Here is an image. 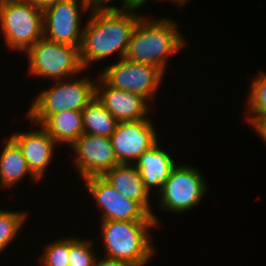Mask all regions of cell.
<instances>
[{
	"label": "cell",
	"instance_id": "2e32d148",
	"mask_svg": "<svg viewBox=\"0 0 266 266\" xmlns=\"http://www.w3.org/2000/svg\"><path fill=\"white\" fill-rule=\"evenodd\" d=\"M159 141L148 149L135 163L136 169L144 183V187L150 192L155 187L160 192L165 181L169 178L176 166L174 158L167 151L159 148Z\"/></svg>",
	"mask_w": 266,
	"mask_h": 266
},
{
	"label": "cell",
	"instance_id": "44dd1931",
	"mask_svg": "<svg viewBox=\"0 0 266 266\" xmlns=\"http://www.w3.org/2000/svg\"><path fill=\"white\" fill-rule=\"evenodd\" d=\"M28 211H9L0 209V253L9 245L14 242L18 236L21 227L25 224Z\"/></svg>",
	"mask_w": 266,
	"mask_h": 266
},
{
	"label": "cell",
	"instance_id": "277c9868",
	"mask_svg": "<svg viewBox=\"0 0 266 266\" xmlns=\"http://www.w3.org/2000/svg\"><path fill=\"white\" fill-rule=\"evenodd\" d=\"M89 77L55 80L54 86L40 91L25 118L31 121V126H37L51 114L68 110L82 111L96 96V82Z\"/></svg>",
	"mask_w": 266,
	"mask_h": 266
},
{
	"label": "cell",
	"instance_id": "52a82bcc",
	"mask_svg": "<svg viewBox=\"0 0 266 266\" xmlns=\"http://www.w3.org/2000/svg\"><path fill=\"white\" fill-rule=\"evenodd\" d=\"M179 164L173 168L162 190L156 193L159 196L158 205L164 211H188L199 205L208 189L202 173L197 168Z\"/></svg>",
	"mask_w": 266,
	"mask_h": 266
},
{
	"label": "cell",
	"instance_id": "8992f818",
	"mask_svg": "<svg viewBox=\"0 0 266 266\" xmlns=\"http://www.w3.org/2000/svg\"><path fill=\"white\" fill-rule=\"evenodd\" d=\"M26 54L29 75L35 77L62 80L84 70L79 47L73 45L52 42L43 37Z\"/></svg>",
	"mask_w": 266,
	"mask_h": 266
},
{
	"label": "cell",
	"instance_id": "603a6c76",
	"mask_svg": "<svg viewBox=\"0 0 266 266\" xmlns=\"http://www.w3.org/2000/svg\"><path fill=\"white\" fill-rule=\"evenodd\" d=\"M89 240L70 236L69 266H94L96 255Z\"/></svg>",
	"mask_w": 266,
	"mask_h": 266
},
{
	"label": "cell",
	"instance_id": "ffe728a7",
	"mask_svg": "<svg viewBox=\"0 0 266 266\" xmlns=\"http://www.w3.org/2000/svg\"><path fill=\"white\" fill-rule=\"evenodd\" d=\"M247 96V108L248 113L245 121L248 125L254 119H260L266 117V73L259 72L258 76L251 80ZM251 114V115H250Z\"/></svg>",
	"mask_w": 266,
	"mask_h": 266
},
{
	"label": "cell",
	"instance_id": "9c48e42d",
	"mask_svg": "<svg viewBox=\"0 0 266 266\" xmlns=\"http://www.w3.org/2000/svg\"><path fill=\"white\" fill-rule=\"evenodd\" d=\"M87 10L84 0H58L43 13V37L52 42L81 46L82 14Z\"/></svg>",
	"mask_w": 266,
	"mask_h": 266
},
{
	"label": "cell",
	"instance_id": "5b68a950",
	"mask_svg": "<svg viewBox=\"0 0 266 266\" xmlns=\"http://www.w3.org/2000/svg\"><path fill=\"white\" fill-rule=\"evenodd\" d=\"M0 30L10 50L24 51L43 38V13L26 0L0 6Z\"/></svg>",
	"mask_w": 266,
	"mask_h": 266
},
{
	"label": "cell",
	"instance_id": "8fae6325",
	"mask_svg": "<svg viewBox=\"0 0 266 266\" xmlns=\"http://www.w3.org/2000/svg\"><path fill=\"white\" fill-rule=\"evenodd\" d=\"M151 119L118 122L110 140L119 164H133L158 140Z\"/></svg>",
	"mask_w": 266,
	"mask_h": 266
},
{
	"label": "cell",
	"instance_id": "30bf717a",
	"mask_svg": "<svg viewBox=\"0 0 266 266\" xmlns=\"http://www.w3.org/2000/svg\"><path fill=\"white\" fill-rule=\"evenodd\" d=\"M89 194L102 210L101 221H154L138 202L126 198L118 192L103 176L83 179Z\"/></svg>",
	"mask_w": 266,
	"mask_h": 266
},
{
	"label": "cell",
	"instance_id": "83f0119b",
	"mask_svg": "<svg viewBox=\"0 0 266 266\" xmlns=\"http://www.w3.org/2000/svg\"><path fill=\"white\" fill-rule=\"evenodd\" d=\"M125 3V9H137L149 0H123ZM161 1V0H159Z\"/></svg>",
	"mask_w": 266,
	"mask_h": 266
},
{
	"label": "cell",
	"instance_id": "e0dca14e",
	"mask_svg": "<svg viewBox=\"0 0 266 266\" xmlns=\"http://www.w3.org/2000/svg\"><path fill=\"white\" fill-rule=\"evenodd\" d=\"M0 153V188H11L29 175L35 182L39 179L31 172L18 144L9 136Z\"/></svg>",
	"mask_w": 266,
	"mask_h": 266
},
{
	"label": "cell",
	"instance_id": "9a60e30c",
	"mask_svg": "<svg viewBox=\"0 0 266 266\" xmlns=\"http://www.w3.org/2000/svg\"><path fill=\"white\" fill-rule=\"evenodd\" d=\"M103 177L126 198L138 202L153 216L157 226L159 225L158 217L152 212L150 193L144 187L142 178L134 164H119L107 171Z\"/></svg>",
	"mask_w": 266,
	"mask_h": 266
},
{
	"label": "cell",
	"instance_id": "7c38bea8",
	"mask_svg": "<svg viewBox=\"0 0 266 266\" xmlns=\"http://www.w3.org/2000/svg\"><path fill=\"white\" fill-rule=\"evenodd\" d=\"M76 171L85 179L103 176L119 165L110 138L83 133L71 146Z\"/></svg>",
	"mask_w": 266,
	"mask_h": 266
},
{
	"label": "cell",
	"instance_id": "4fadbf2b",
	"mask_svg": "<svg viewBox=\"0 0 266 266\" xmlns=\"http://www.w3.org/2000/svg\"><path fill=\"white\" fill-rule=\"evenodd\" d=\"M97 79V99L119 122L150 119V104L142 96L114 88L100 76Z\"/></svg>",
	"mask_w": 266,
	"mask_h": 266
},
{
	"label": "cell",
	"instance_id": "7402d4cb",
	"mask_svg": "<svg viewBox=\"0 0 266 266\" xmlns=\"http://www.w3.org/2000/svg\"><path fill=\"white\" fill-rule=\"evenodd\" d=\"M70 237H63L45 246L40 266H69Z\"/></svg>",
	"mask_w": 266,
	"mask_h": 266
},
{
	"label": "cell",
	"instance_id": "f1b7e54d",
	"mask_svg": "<svg viewBox=\"0 0 266 266\" xmlns=\"http://www.w3.org/2000/svg\"><path fill=\"white\" fill-rule=\"evenodd\" d=\"M9 0H0V6L3 5L4 3L8 2Z\"/></svg>",
	"mask_w": 266,
	"mask_h": 266
},
{
	"label": "cell",
	"instance_id": "d4e9b609",
	"mask_svg": "<svg viewBox=\"0 0 266 266\" xmlns=\"http://www.w3.org/2000/svg\"><path fill=\"white\" fill-rule=\"evenodd\" d=\"M249 125L260 135L264 143H266V117L254 119Z\"/></svg>",
	"mask_w": 266,
	"mask_h": 266
},
{
	"label": "cell",
	"instance_id": "ba28073f",
	"mask_svg": "<svg viewBox=\"0 0 266 266\" xmlns=\"http://www.w3.org/2000/svg\"><path fill=\"white\" fill-rule=\"evenodd\" d=\"M100 77L110 86L142 96L149 104L154 101L165 73L154 65L137 63L126 58L106 66Z\"/></svg>",
	"mask_w": 266,
	"mask_h": 266
},
{
	"label": "cell",
	"instance_id": "3957f363",
	"mask_svg": "<svg viewBox=\"0 0 266 266\" xmlns=\"http://www.w3.org/2000/svg\"><path fill=\"white\" fill-rule=\"evenodd\" d=\"M153 227H158L155 221H101L104 256L144 266L156 251L149 238Z\"/></svg>",
	"mask_w": 266,
	"mask_h": 266
},
{
	"label": "cell",
	"instance_id": "5bb4252c",
	"mask_svg": "<svg viewBox=\"0 0 266 266\" xmlns=\"http://www.w3.org/2000/svg\"><path fill=\"white\" fill-rule=\"evenodd\" d=\"M28 132H14L10 137L20 147L23 157L26 159L31 172L42 180L51 163L55 145L57 143L41 126Z\"/></svg>",
	"mask_w": 266,
	"mask_h": 266
},
{
	"label": "cell",
	"instance_id": "4316f807",
	"mask_svg": "<svg viewBox=\"0 0 266 266\" xmlns=\"http://www.w3.org/2000/svg\"><path fill=\"white\" fill-rule=\"evenodd\" d=\"M26 1L30 2L33 6L43 11L46 8L53 5L58 0H26Z\"/></svg>",
	"mask_w": 266,
	"mask_h": 266
},
{
	"label": "cell",
	"instance_id": "cb8c5ba5",
	"mask_svg": "<svg viewBox=\"0 0 266 266\" xmlns=\"http://www.w3.org/2000/svg\"><path fill=\"white\" fill-rule=\"evenodd\" d=\"M113 0H84L87 10L91 13V12H96V11H118V10H125V3L123 0H121L122 2V6L117 7L115 5H108L107 3L112 2ZM116 1V0H115ZM90 9V10H89Z\"/></svg>",
	"mask_w": 266,
	"mask_h": 266
},
{
	"label": "cell",
	"instance_id": "7a4b0ae2",
	"mask_svg": "<svg viewBox=\"0 0 266 266\" xmlns=\"http://www.w3.org/2000/svg\"><path fill=\"white\" fill-rule=\"evenodd\" d=\"M148 19L144 15L138 21L124 58L154 65L166 73L167 60L187 46L186 39L172 19Z\"/></svg>",
	"mask_w": 266,
	"mask_h": 266
},
{
	"label": "cell",
	"instance_id": "484cf974",
	"mask_svg": "<svg viewBox=\"0 0 266 266\" xmlns=\"http://www.w3.org/2000/svg\"><path fill=\"white\" fill-rule=\"evenodd\" d=\"M94 266H131L129 263L124 261L104 257V258H96Z\"/></svg>",
	"mask_w": 266,
	"mask_h": 266
},
{
	"label": "cell",
	"instance_id": "ac0fdd59",
	"mask_svg": "<svg viewBox=\"0 0 266 266\" xmlns=\"http://www.w3.org/2000/svg\"><path fill=\"white\" fill-rule=\"evenodd\" d=\"M41 126L59 143L70 146L84 133L82 111H62L51 114Z\"/></svg>",
	"mask_w": 266,
	"mask_h": 266
},
{
	"label": "cell",
	"instance_id": "d6986e66",
	"mask_svg": "<svg viewBox=\"0 0 266 266\" xmlns=\"http://www.w3.org/2000/svg\"><path fill=\"white\" fill-rule=\"evenodd\" d=\"M84 133L110 138L118 120L95 98L82 110Z\"/></svg>",
	"mask_w": 266,
	"mask_h": 266
},
{
	"label": "cell",
	"instance_id": "6da1fadb",
	"mask_svg": "<svg viewBox=\"0 0 266 266\" xmlns=\"http://www.w3.org/2000/svg\"><path fill=\"white\" fill-rule=\"evenodd\" d=\"M135 9L91 12L83 28L80 61L84 70L113 53L119 60L126 55L132 33L143 17Z\"/></svg>",
	"mask_w": 266,
	"mask_h": 266
}]
</instances>
